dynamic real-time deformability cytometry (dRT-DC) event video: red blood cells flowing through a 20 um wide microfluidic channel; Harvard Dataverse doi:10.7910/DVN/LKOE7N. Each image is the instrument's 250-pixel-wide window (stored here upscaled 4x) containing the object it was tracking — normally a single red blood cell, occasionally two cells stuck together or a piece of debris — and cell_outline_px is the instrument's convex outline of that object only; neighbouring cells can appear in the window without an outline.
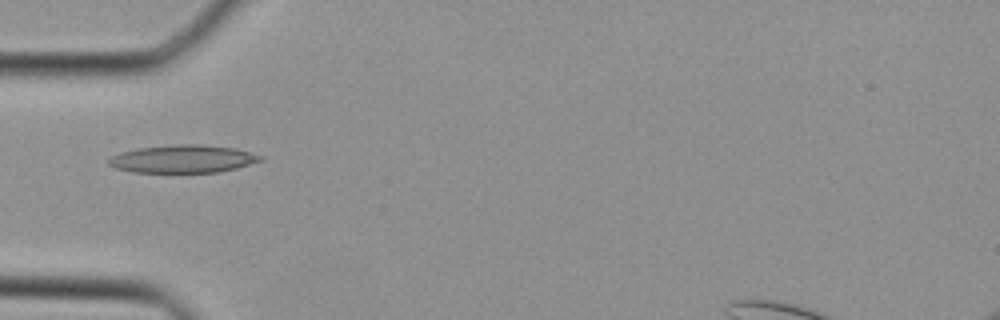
{"species": "Egyptian fruit bat (a non-hibernating species)", "species_latin": "Rousettus aegyptiacus", "temperature_condition": "cold", "stored_images_in_passage": 30, "camera_frame_rate_fps": 3000, "um_per_image_px": 0.085, "animal": {"sex": "female"}, "frame": {"image": 1, "passage_image": 4, "time_ms": 1.0, "image_size_px": [1000, 320], "cell_outline_px": [[264, 160], [236, 168], [220, 172], [132, 172], [116, 168], [108, 164], [108, 160], [112, 156], [120, 152], [140, 148], [172, 144], [200, 144], [236, 148], [264, 156]], "centroid_in_image_um": [15.58, 13.5], "position_along_channel_um": 69.4, "area_um2": 24.68}}
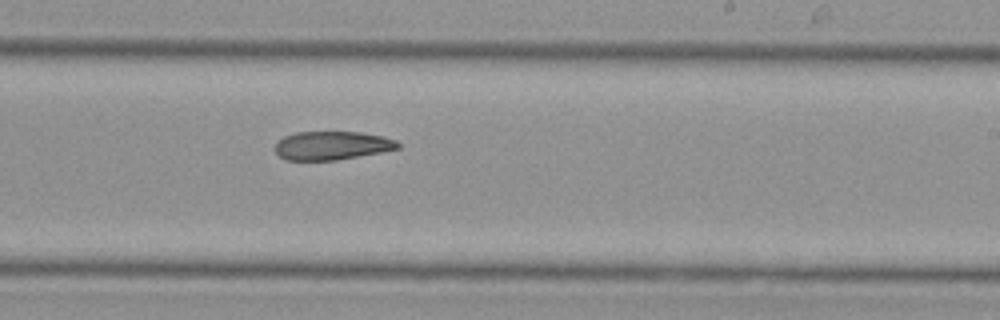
{"frame": {"image": 2, "passage_image": 15, "time_ms": 4.667, "image_size_px": [1000, 320], "cell_outline_px": [[400, 148], [380, 152], [336, 160], [284, 160], [272, 148], [276, 140], [284, 136], [296, 132], [360, 132], [384, 136], [396, 140], [400, 144]], "centroid_in_image_um": [28.17, 12.36], "position_along_channel_um": 260.8, "area_um2": 20.63}}
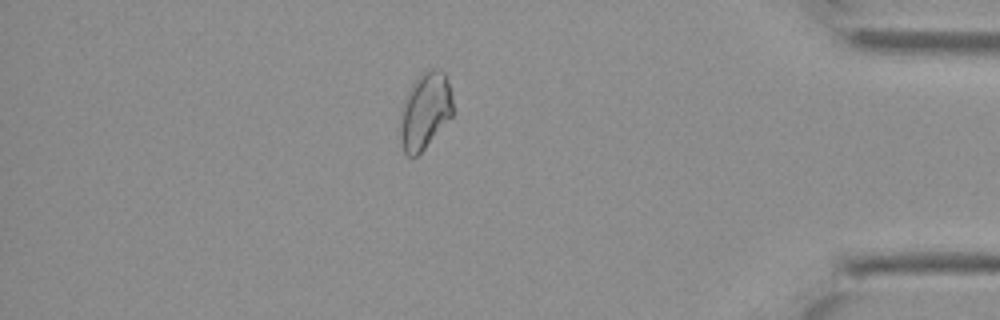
{"frame": {"image": 3, "passage_image": 25, "time_ms": 8.0, "image_size_px": [1000, 320], "cell_outline_px": [[452, 116], [424, 148], [416, 156], [408, 156], [404, 152], [400, 136], [400, 124], [404, 100], [412, 84], [420, 72], [428, 68], [436, 68], [448, 72], [452, 96]], "centroid_in_image_um": [36.16, 9.34], "position_along_channel_um": 399.0, "area_um2": 23.58}}